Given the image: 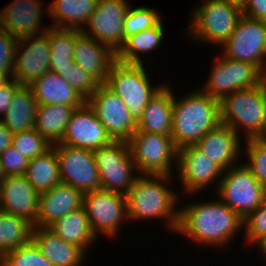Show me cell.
I'll use <instances>...</instances> for the list:
<instances>
[{
	"mask_svg": "<svg viewBox=\"0 0 266 266\" xmlns=\"http://www.w3.org/2000/svg\"><path fill=\"white\" fill-rule=\"evenodd\" d=\"M179 209L176 232L191 238L198 245L228 246L237 236L236 233L244 229V219L218 198L209 202L187 203Z\"/></svg>",
	"mask_w": 266,
	"mask_h": 266,
	"instance_id": "6da1fadb",
	"label": "cell"
},
{
	"mask_svg": "<svg viewBox=\"0 0 266 266\" xmlns=\"http://www.w3.org/2000/svg\"><path fill=\"white\" fill-rule=\"evenodd\" d=\"M172 178L171 175H140L125 195L128 222L166 218V227L176 232L180 211L176 206L180 196L167 186Z\"/></svg>",
	"mask_w": 266,
	"mask_h": 266,
	"instance_id": "7a4b0ae2",
	"label": "cell"
},
{
	"mask_svg": "<svg viewBox=\"0 0 266 266\" xmlns=\"http://www.w3.org/2000/svg\"><path fill=\"white\" fill-rule=\"evenodd\" d=\"M174 95L171 138L178 149L195 145L220 124L219 100L199 88L180 99Z\"/></svg>",
	"mask_w": 266,
	"mask_h": 266,
	"instance_id": "3957f363",
	"label": "cell"
},
{
	"mask_svg": "<svg viewBox=\"0 0 266 266\" xmlns=\"http://www.w3.org/2000/svg\"><path fill=\"white\" fill-rule=\"evenodd\" d=\"M220 123L245 139L266 138V94L262 84L236 90L219 101Z\"/></svg>",
	"mask_w": 266,
	"mask_h": 266,
	"instance_id": "277c9868",
	"label": "cell"
},
{
	"mask_svg": "<svg viewBox=\"0 0 266 266\" xmlns=\"http://www.w3.org/2000/svg\"><path fill=\"white\" fill-rule=\"evenodd\" d=\"M105 85L123 100L132 120L138 125L144 108L165 83L152 86L144 64H128L116 60L110 68Z\"/></svg>",
	"mask_w": 266,
	"mask_h": 266,
	"instance_id": "5b68a950",
	"label": "cell"
},
{
	"mask_svg": "<svg viewBox=\"0 0 266 266\" xmlns=\"http://www.w3.org/2000/svg\"><path fill=\"white\" fill-rule=\"evenodd\" d=\"M193 8L187 34L192 41L222 45L233 33L243 12L226 0H205ZM198 7V8H197Z\"/></svg>",
	"mask_w": 266,
	"mask_h": 266,
	"instance_id": "8992f818",
	"label": "cell"
},
{
	"mask_svg": "<svg viewBox=\"0 0 266 266\" xmlns=\"http://www.w3.org/2000/svg\"><path fill=\"white\" fill-rule=\"evenodd\" d=\"M127 142L139 175H174L178 148L171 136L135 131Z\"/></svg>",
	"mask_w": 266,
	"mask_h": 266,
	"instance_id": "52a82bcc",
	"label": "cell"
},
{
	"mask_svg": "<svg viewBox=\"0 0 266 266\" xmlns=\"http://www.w3.org/2000/svg\"><path fill=\"white\" fill-rule=\"evenodd\" d=\"M217 198L243 219L266 200V190L241 162L223 172Z\"/></svg>",
	"mask_w": 266,
	"mask_h": 266,
	"instance_id": "ba28073f",
	"label": "cell"
},
{
	"mask_svg": "<svg viewBox=\"0 0 266 266\" xmlns=\"http://www.w3.org/2000/svg\"><path fill=\"white\" fill-rule=\"evenodd\" d=\"M93 152L101 190L126 195L140 176L134 174L138 170L131 158L128 142L112 140L108 145Z\"/></svg>",
	"mask_w": 266,
	"mask_h": 266,
	"instance_id": "9c48e42d",
	"label": "cell"
},
{
	"mask_svg": "<svg viewBox=\"0 0 266 266\" xmlns=\"http://www.w3.org/2000/svg\"><path fill=\"white\" fill-rule=\"evenodd\" d=\"M222 55L257 66L266 71V22L240 17L231 36L221 45Z\"/></svg>",
	"mask_w": 266,
	"mask_h": 266,
	"instance_id": "30bf717a",
	"label": "cell"
},
{
	"mask_svg": "<svg viewBox=\"0 0 266 266\" xmlns=\"http://www.w3.org/2000/svg\"><path fill=\"white\" fill-rule=\"evenodd\" d=\"M262 73L257 66L221 54L215 57L210 76L201 90L220 101L236 90L260 85Z\"/></svg>",
	"mask_w": 266,
	"mask_h": 266,
	"instance_id": "8fae6325",
	"label": "cell"
},
{
	"mask_svg": "<svg viewBox=\"0 0 266 266\" xmlns=\"http://www.w3.org/2000/svg\"><path fill=\"white\" fill-rule=\"evenodd\" d=\"M83 207L96 238L100 234L115 238L122 222L127 219L126 196L121 193L98 190L85 193Z\"/></svg>",
	"mask_w": 266,
	"mask_h": 266,
	"instance_id": "7c38bea8",
	"label": "cell"
},
{
	"mask_svg": "<svg viewBox=\"0 0 266 266\" xmlns=\"http://www.w3.org/2000/svg\"><path fill=\"white\" fill-rule=\"evenodd\" d=\"M59 161L61 183L71 185L83 194L101 190L94 152L62 144L52 146Z\"/></svg>",
	"mask_w": 266,
	"mask_h": 266,
	"instance_id": "4fadbf2b",
	"label": "cell"
},
{
	"mask_svg": "<svg viewBox=\"0 0 266 266\" xmlns=\"http://www.w3.org/2000/svg\"><path fill=\"white\" fill-rule=\"evenodd\" d=\"M93 109L106 133L113 141H128L135 133L137 125L123 100L105 84H100L86 101Z\"/></svg>",
	"mask_w": 266,
	"mask_h": 266,
	"instance_id": "5bb4252c",
	"label": "cell"
},
{
	"mask_svg": "<svg viewBox=\"0 0 266 266\" xmlns=\"http://www.w3.org/2000/svg\"><path fill=\"white\" fill-rule=\"evenodd\" d=\"M129 4L126 0H98L94 12L81 31L109 46L115 53L124 45L123 24Z\"/></svg>",
	"mask_w": 266,
	"mask_h": 266,
	"instance_id": "9a60e30c",
	"label": "cell"
},
{
	"mask_svg": "<svg viewBox=\"0 0 266 266\" xmlns=\"http://www.w3.org/2000/svg\"><path fill=\"white\" fill-rule=\"evenodd\" d=\"M178 179L182 184L184 193L196 195V193L206 189L212 183H216L217 188L224 170L218 166L208 156H205L195 145H188L178 149L177 157ZM221 176V177H220ZM220 178V179H219Z\"/></svg>",
	"mask_w": 266,
	"mask_h": 266,
	"instance_id": "2e32d148",
	"label": "cell"
},
{
	"mask_svg": "<svg viewBox=\"0 0 266 266\" xmlns=\"http://www.w3.org/2000/svg\"><path fill=\"white\" fill-rule=\"evenodd\" d=\"M50 41L46 32L18 39L12 78L29 86L49 71Z\"/></svg>",
	"mask_w": 266,
	"mask_h": 266,
	"instance_id": "e0dca14e",
	"label": "cell"
},
{
	"mask_svg": "<svg viewBox=\"0 0 266 266\" xmlns=\"http://www.w3.org/2000/svg\"><path fill=\"white\" fill-rule=\"evenodd\" d=\"M111 141L104 125L86 102L73 112L59 144L95 151Z\"/></svg>",
	"mask_w": 266,
	"mask_h": 266,
	"instance_id": "ac0fdd59",
	"label": "cell"
},
{
	"mask_svg": "<svg viewBox=\"0 0 266 266\" xmlns=\"http://www.w3.org/2000/svg\"><path fill=\"white\" fill-rule=\"evenodd\" d=\"M38 205L39 193L25 174L9 175L0 182L1 211L27 219L35 227Z\"/></svg>",
	"mask_w": 266,
	"mask_h": 266,
	"instance_id": "d6986e66",
	"label": "cell"
},
{
	"mask_svg": "<svg viewBox=\"0 0 266 266\" xmlns=\"http://www.w3.org/2000/svg\"><path fill=\"white\" fill-rule=\"evenodd\" d=\"M43 4L40 0L12 1L0 10V28L17 39L46 32L49 27H41Z\"/></svg>",
	"mask_w": 266,
	"mask_h": 266,
	"instance_id": "ffe728a7",
	"label": "cell"
},
{
	"mask_svg": "<svg viewBox=\"0 0 266 266\" xmlns=\"http://www.w3.org/2000/svg\"><path fill=\"white\" fill-rule=\"evenodd\" d=\"M240 138L231 127L220 123L214 130L208 131L195 146L225 171L241 163Z\"/></svg>",
	"mask_w": 266,
	"mask_h": 266,
	"instance_id": "44dd1931",
	"label": "cell"
},
{
	"mask_svg": "<svg viewBox=\"0 0 266 266\" xmlns=\"http://www.w3.org/2000/svg\"><path fill=\"white\" fill-rule=\"evenodd\" d=\"M73 60L100 84H105L116 53L107 45L96 41L82 31L76 36Z\"/></svg>",
	"mask_w": 266,
	"mask_h": 266,
	"instance_id": "7402d4cb",
	"label": "cell"
},
{
	"mask_svg": "<svg viewBox=\"0 0 266 266\" xmlns=\"http://www.w3.org/2000/svg\"><path fill=\"white\" fill-rule=\"evenodd\" d=\"M84 194L64 183L39 194L36 226L49 227L57 219L83 206Z\"/></svg>",
	"mask_w": 266,
	"mask_h": 266,
	"instance_id": "603a6c76",
	"label": "cell"
},
{
	"mask_svg": "<svg viewBox=\"0 0 266 266\" xmlns=\"http://www.w3.org/2000/svg\"><path fill=\"white\" fill-rule=\"evenodd\" d=\"M31 240L53 266H81L86 254L80 247L66 242L48 227L33 228Z\"/></svg>",
	"mask_w": 266,
	"mask_h": 266,
	"instance_id": "cb8c5ba5",
	"label": "cell"
},
{
	"mask_svg": "<svg viewBox=\"0 0 266 266\" xmlns=\"http://www.w3.org/2000/svg\"><path fill=\"white\" fill-rule=\"evenodd\" d=\"M29 86L38 105H68L77 109L87 101L59 74L50 70Z\"/></svg>",
	"mask_w": 266,
	"mask_h": 266,
	"instance_id": "d4e9b609",
	"label": "cell"
},
{
	"mask_svg": "<svg viewBox=\"0 0 266 266\" xmlns=\"http://www.w3.org/2000/svg\"><path fill=\"white\" fill-rule=\"evenodd\" d=\"M173 92L170 85H164L144 108L142 120L138 123L136 131L171 136Z\"/></svg>",
	"mask_w": 266,
	"mask_h": 266,
	"instance_id": "484cf974",
	"label": "cell"
},
{
	"mask_svg": "<svg viewBox=\"0 0 266 266\" xmlns=\"http://www.w3.org/2000/svg\"><path fill=\"white\" fill-rule=\"evenodd\" d=\"M97 2L98 0H53L46 11L53 20L52 27L82 30L86 28Z\"/></svg>",
	"mask_w": 266,
	"mask_h": 266,
	"instance_id": "4316f807",
	"label": "cell"
},
{
	"mask_svg": "<svg viewBox=\"0 0 266 266\" xmlns=\"http://www.w3.org/2000/svg\"><path fill=\"white\" fill-rule=\"evenodd\" d=\"M48 228L66 242L80 247L85 253L97 240L83 206L57 219Z\"/></svg>",
	"mask_w": 266,
	"mask_h": 266,
	"instance_id": "83f0119b",
	"label": "cell"
},
{
	"mask_svg": "<svg viewBox=\"0 0 266 266\" xmlns=\"http://www.w3.org/2000/svg\"><path fill=\"white\" fill-rule=\"evenodd\" d=\"M37 105L30 86L21 85L14 93L9 108L0 120L13 134L32 129Z\"/></svg>",
	"mask_w": 266,
	"mask_h": 266,
	"instance_id": "f1b7e54d",
	"label": "cell"
},
{
	"mask_svg": "<svg viewBox=\"0 0 266 266\" xmlns=\"http://www.w3.org/2000/svg\"><path fill=\"white\" fill-rule=\"evenodd\" d=\"M75 109L68 105H37L34 129L51 145L59 144Z\"/></svg>",
	"mask_w": 266,
	"mask_h": 266,
	"instance_id": "f546056e",
	"label": "cell"
},
{
	"mask_svg": "<svg viewBox=\"0 0 266 266\" xmlns=\"http://www.w3.org/2000/svg\"><path fill=\"white\" fill-rule=\"evenodd\" d=\"M163 29L161 20L155 27L129 36L116 53V60L128 64H143L140 53H151L160 48L164 38Z\"/></svg>",
	"mask_w": 266,
	"mask_h": 266,
	"instance_id": "4dcf8cb0",
	"label": "cell"
},
{
	"mask_svg": "<svg viewBox=\"0 0 266 266\" xmlns=\"http://www.w3.org/2000/svg\"><path fill=\"white\" fill-rule=\"evenodd\" d=\"M25 175L39 194L61 183L56 150L52 147L45 154L30 159Z\"/></svg>",
	"mask_w": 266,
	"mask_h": 266,
	"instance_id": "1f68e13d",
	"label": "cell"
},
{
	"mask_svg": "<svg viewBox=\"0 0 266 266\" xmlns=\"http://www.w3.org/2000/svg\"><path fill=\"white\" fill-rule=\"evenodd\" d=\"M81 32L78 29L48 28L50 41L49 70L57 74L66 70L74 62L73 51L76 45V36Z\"/></svg>",
	"mask_w": 266,
	"mask_h": 266,
	"instance_id": "d6a6232c",
	"label": "cell"
},
{
	"mask_svg": "<svg viewBox=\"0 0 266 266\" xmlns=\"http://www.w3.org/2000/svg\"><path fill=\"white\" fill-rule=\"evenodd\" d=\"M33 228L27 219L0 210V256L28 243Z\"/></svg>",
	"mask_w": 266,
	"mask_h": 266,
	"instance_id": "836d02e7",
	"label": "cell"
},
{
	"mask_svg": "<svg viewBox=\"0 0 266 266\" xmlns=\"http://www.w3.org/2000/svg\"><path fill=\"white\" fill-rule=\"evenodd\" d=\"M160 15L158 11L147 6H139L134 9L130 6L124 18V38L155 27L162 20Z\"/></svg>",
	"mask_w": 266,
	"mask_h": 266,
	"instance_id": "e575fe53",
	"label": "cell"
},
{
	"mask_svg": "<svg viewBox=\"0 0 266 266\" xmlns=\"http://www.w3.org/2000/svg\"><path fill=\"white\" fill-rule=\"evenodd\" d=\"M1 266H53L32 240L5 253L1 258Z\"/></svg>",
	"mask_w": 266,
	"mask_h": 266,
	"instance_id": "d590c367",
	"label": "cell"
},
{
	"mask_svg": "<svg viewBox=\"0 0 266 266\" xmlns=\"http://www.w3.org/2000/svg\"><path fill=\"white\" fill-rule=\"evenodd\" d=\"M246 142V161L243 164L251 171L266 190V138H248Z\"/></svg>",
	"mask_w": 266,
	"mask_h": 266,
	"instance_id": "8d00e7d4",
	"label": "cell"
},
{
	"mask_svg": "<svg viewBox=\"0 0 266 266\" xmlns=\"http://www.w3.org/2000/svg\"><path fill=\"white\" fill-rule=\"evenodd\" d=\"M11 145L29 160L45 154L53 146L34 128L14 133Z\"/></svg>",
	"mask_w": 266,
	"mask_h": 266,
	"instance_id": "74e56055",
	"label": "cell"
},
{
	"mask_svg": "<svg viewBox=\"0 0 266 266\" xmlns=\"http://www.w3.org/2000/svg\"><path fill=\"white\" fill-rule=\"evenodd\" d=\"M243 227L249 245L259 247L266 241V200L244 218Z\"/></svg>",
	"mask_w": 266,
	"mask_h": 266,
	"instance_id": "f35d334b",
	"label": "cell"
},
{
	"mask_svg": "<svg viewBox=\"0 0 266 266\" xmlns=\"http://www.w3.org/2000/svg\"><path fill=\"white\" fill-rule=\"evenodd\" d=\"M58 74L86 100L92 96L100 85L95 78L85 72L75 62L70 64L66 70H63Z\"/></svg>",
	"mask_w": 266,
	"mask_h": 266,
	"instance_id": "ab89813d",
	"label": "cell"
},
{
	"mask_svg": "<svg viewBox=\"0 0 266 266\" xmlns=\"http://www.w3.org/2000/svg\"><path fill=\"white\" fill-rule=\"evenodd\" d=\"M0 162L6 176L26 173L29 159L12 145L0 154Z\"/></svg>",
	"mask_w": 266,
	"mask_h": 266,
	"instance_id": "60d3db41",
	"label": "cell"
},
{
	"mask_svg": "<svg viewBox=\"0 0 266 266\" xmlns=\"http://www.w3.org/2000/svg\"><path fill=\"white\" fill-rule=\"evenodd\" d=\"M18 39L0 28V71L13 75L15 50Z\"/></svg>",
	"mask_w": 266,
	"mask_h": 266,
	"instance_id": "b9f144b4",
	"label": "cell"
},
{
	"mask_svg": "<svg viewBox=\"0 0 266 266\" xmlns=\"http://www.w3.org/2000/svg\"><path fill=\"white\" fill-rule=\"evenodd\" d=\"M241 9L244 15L266 22V0H246Z\"/></svg>",
	"mask_w": 266,
	"mask_h": 266,
	"instance_id": "7bdbcfd3",
	"label": "cell"
},
{
	"mask_svg": "<svg viewBox=\"0 0 266 266\" xmlns=\"http://www.w3.org/2000/svg\"><path fill=\"white\" fill-rule=\"evenodd\" d=\"M20 86L13 78L7 84L0 86V115L3 116L5 114L10 106L14 93Z\"/></svg>",
	"mask_w": 266,
	"mask_h": 266,
	"instance_id": "ee69618b",
	"label": "cell"
},
{
	"mask_svg": "<svg viewBox=\"0 0 266 266\" xmlns=\"http://www.w3.org/2000/svg\"><path fill=\"white\" fill-rule=\"evenodd\" d=\"M13 133L0 120V154L12 144Z\"/></svg>",
	"mask_w": 266,
	"mask_h": 266,
	"instance_id": "f6af8a7d",
	"label": "cell"
},
{
	"mask_svg": "<svg viewBox=\"0 0 266 266\" xmlns=\"http://www.w3.org/2000/svg\"><path fill=\"white\" fill-rule=\"evenodd\" d=\"M12 77L7 72L0 71V86L7 84Z\"/></svg>",
	"mask_w": 266,
	"mask_h": 266,
	"instance_id": "bcb514c9",
	"label": "cell"
},
{
	"mask_svg": "<svg viewBox=\"0 0 266 266\" xmlns=\"http://www.w3.org/2000/svg\"><path fill=\"white\" fill-rule=\"evenodd\" d=\"M226 1L229 3L236 4L237 6L242 8L244 6L246 0H226Z\"/></svg>",
	"mask_w": 266,
	"mask_h": 266,
	"instance_id": "7dc6e473",
	"label": "cell"
},
{
	"mask_svg": "<svg viewBox=\"0 0 266 266\" xmlns=\"http://www.w3.org/2000/svg\"><path fill=\"white\" fill-rule=\"evenodd\" d=\"M261 84L266 94V71L262 73Z\"/></svg>",
	"mask_w": 266,
	"mask_h": 266,
	"instance_id": "c3c4849f",
	"label": "cell"
},
{
	"mask_svg": "<svg viewBox=\"0 0 266 266\" xmlns=\"http://www.w3.org/2000/svg\"><path fill=\"white\" fill-rule=\"evenodd\" d=\"M258 248L259 250H261V254L263 253L266 258V241L262 245H260Z\"/></svg>",
	"mask_w": 266,
	"mask_h": 266,
	"instance_id": "681fc988",
	"label": "cell"
},
{
	"mask_svg": "<svg viewBox=\"0 0 266 266\" xmlns=\"http://www.w3.org/2000/svg\"><path fill=\"white\" fill-rule=\"evenodd\" d=\"M6 177L0 162V182Z\"/></svg>",
	"mask_w": 266,
	"mask_h": 266,
	"instance_id": "f907efd6",
	"label": "cell"
}]
</instances>
